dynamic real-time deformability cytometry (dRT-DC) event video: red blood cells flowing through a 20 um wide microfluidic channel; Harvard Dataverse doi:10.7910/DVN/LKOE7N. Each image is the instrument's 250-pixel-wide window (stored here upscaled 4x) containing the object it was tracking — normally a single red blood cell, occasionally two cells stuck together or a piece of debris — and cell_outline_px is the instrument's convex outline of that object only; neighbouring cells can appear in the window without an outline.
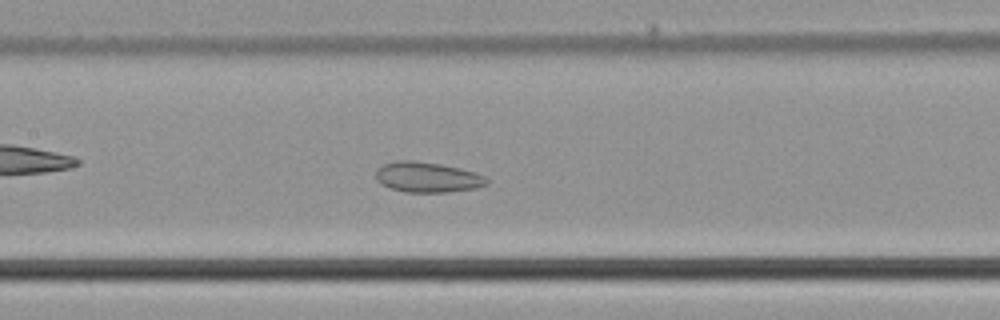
{"species": "common noctule bat (a hibernating species)", "species_latin": "Nyctalus noctula", "temperature_condition": "cold", "stored_images_in_passage": 47, "camera_frame_rate_fps": 3000, "um_per_image_px": 0.085, "animal": {"sex": "male", "body_mass_g": 21.5, "forearm_length_mm": 52.0}, "frame": {"image": 1, "passage_image": 21, "time_ms": 6.667, "image_size_px": [1000, 320], "cell_outline_px": [[488, 184], [476, 188], [444, 192], [404, 192], [380, 184], [376, 180], [376, 168], [384, 164], [396, 160], [412, 160], [440, 164], [460, 168], [484, 176], [488, 180]], "centroid_in_image_um": [36.29, 15.06], "position_along_channel_um": 171.1, "area_um2": 19.54}}
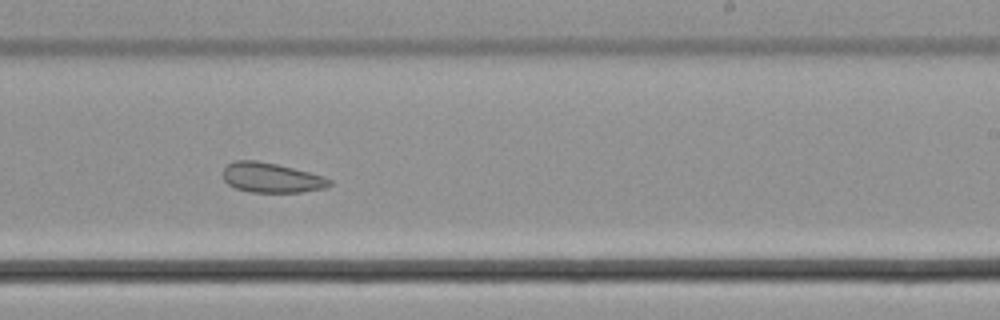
{"frame": {"image": 2, "passage_image": 28, "time_ms": 9.0, "image_size_px": [1000, 320], "cell_outline_px": [[332, 184], [324, 188], [300, 192], [252, 192], [236, 188], [228, 184], [224, 180], [224, 168], [228, 164], [236, 160], [256, 160], [276, 164], [324, 176], [332, 180]], "centroid_in_image_um": [23.08, 15.1], "position_along_channel_um": 265.9, "area_um2": 18.32}}
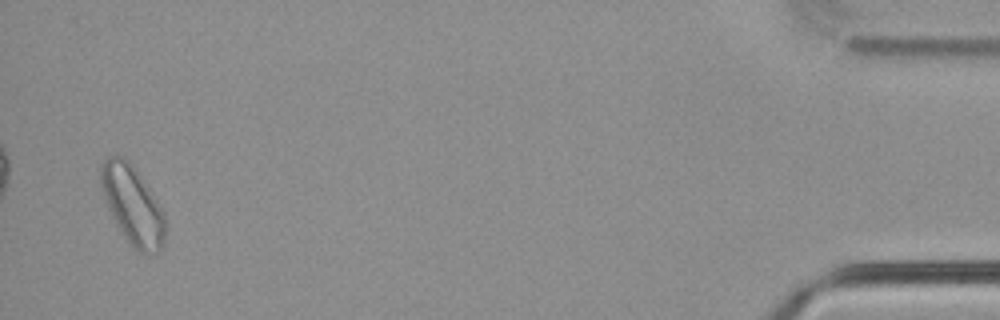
{"frame": {"image": 3, "passage_image": 46, "time_ms": 15.0, "image_size_px": [1000, 320], "cell_outline_px": [[164, 240], [160, 248], [156, 252], [144, 256], [132, 248], [116, 224], [104, 200], [100, 188], [100, 164], [108, 156], [120, 156], [128, 160], [148, 188], [164, 212]], "centroid_in_image_um": [11.22, 17.46], "position_along_channel_um": 424.0, "area_um2": 29.25}}